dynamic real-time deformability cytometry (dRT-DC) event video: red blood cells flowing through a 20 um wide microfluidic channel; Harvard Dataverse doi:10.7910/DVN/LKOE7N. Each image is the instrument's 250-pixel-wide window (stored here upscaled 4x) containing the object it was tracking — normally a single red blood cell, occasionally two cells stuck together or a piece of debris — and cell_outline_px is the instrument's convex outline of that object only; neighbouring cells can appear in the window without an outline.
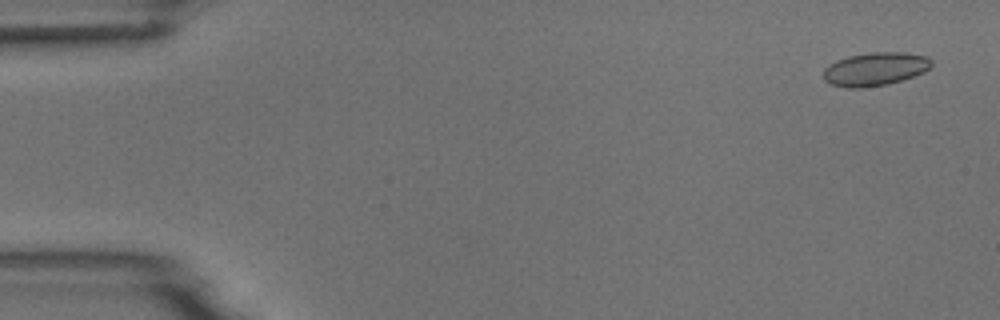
{"species": "common noctule bat (a hibernating species)", "species_latin": "Nyctalus noctula", "temperature_condition": "room temperature", "stored_images_in_passage": 4, "camera_frame_rate_fps": 3000, "um_per_image_px": 0.085, "animal": {"sex": "male", "body_mass_g": 18.8}, "frame": {"image": 1, "passage_image": 1, "time_ms": 0.0, "image_size_px": [1000, 320], "cell_outline_px": [[932, 64], [924, 72], [888, 84], [860, 88], [848, 88], [832, 84], [824, 80], [824, 68], [836, 60], [848, 56], [872, 52], [904, 52], [924, 56], [932, 60]], "centroid_in_image_um": [74.36, 5.86], "position_along_channel_um": 10.6, "area_um2": 20.81}}
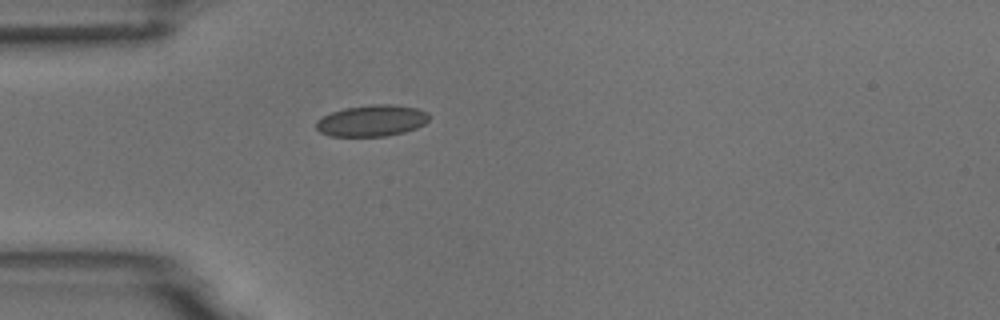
{"frame": {"image": 2, "passage_image": 4, "time_ms": 4.333, "image_size_px": [1000, 320], "cell_outline_px": [[428, 120], [424, 124], [416, 128], [404, 132], [384, 136], [332, 136], [320, 132], [316, 128], [316, 120], [332, 112], [344, 108], [372, 104], [392, 104], [416, 108], [428, 112]], "centroid_in_image_um": [31.6, 10.25], "position_along_channel_um": 53.4, "area_um2": 20.58}}